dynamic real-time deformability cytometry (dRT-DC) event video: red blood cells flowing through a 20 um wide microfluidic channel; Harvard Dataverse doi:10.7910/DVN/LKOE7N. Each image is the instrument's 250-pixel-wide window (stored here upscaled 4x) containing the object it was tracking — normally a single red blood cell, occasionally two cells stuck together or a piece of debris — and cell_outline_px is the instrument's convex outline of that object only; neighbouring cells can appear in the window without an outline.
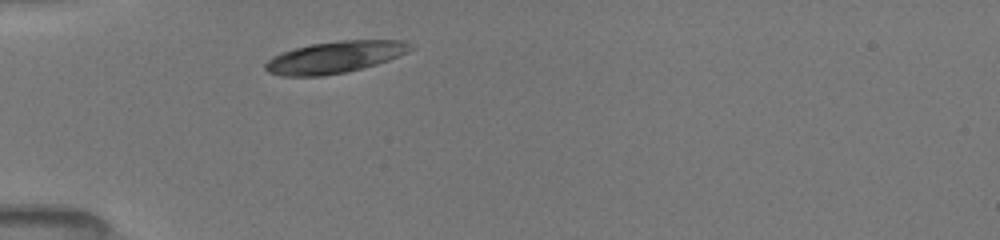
{"species": "common noctule bat (a hibernating species)", "species_latin": "Nyctalus noctula", "temperature_condition": "room temperature", "stored_images_in_passage": 36, "camera_frame_rate_fps": 3000, "um_per_image_px": 0.085, "animal": {"sex": "female", "body_mass_g": 19.5, "forearm_length_mm": 54.1}, "frame": {"image": 1, "passage_image": 1, "time_ms": 0.0, "image_size_px": [1000, 240], "cell_outline_px": [[412, 48], [408, 52], [400, 56], [376, 64], [344, 72], [324, 76], [280, 76], [268, 72], [264, 68], [264, 64], [272, 56], [280, 52], [312, 44], [336, 40], [404, 40], [412, 44]], "centroid_in_image_um": [28.45, 4.85], "position_along_channel_um": 56.6, "area_um2": 26.93}}
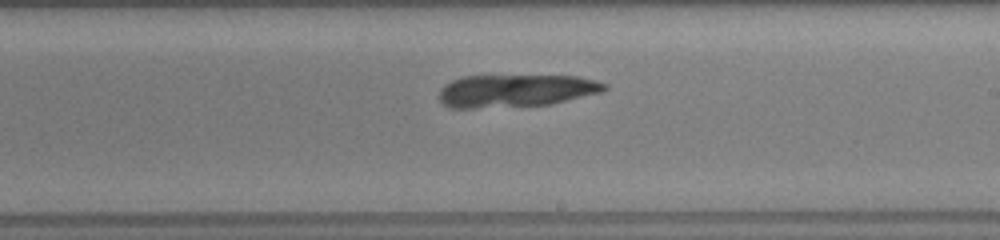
{"frame": {"image": 2, "passage_image": 16, "time_ms": 5.0, "image_size_px": [1000, 240], "cell_outline_px": [[608, 88], [600, 92], [552, 104], [476, 108], [448, 108], [436, 96], [440, 88], [444, 84], [452, 80], [464, 76], [576, 76], [596, 80], [608, 84]], "centroid_in_image_um": [43.79, 7.71], "position_along_channel_um": 245.2, "area_um2": 31.56}}
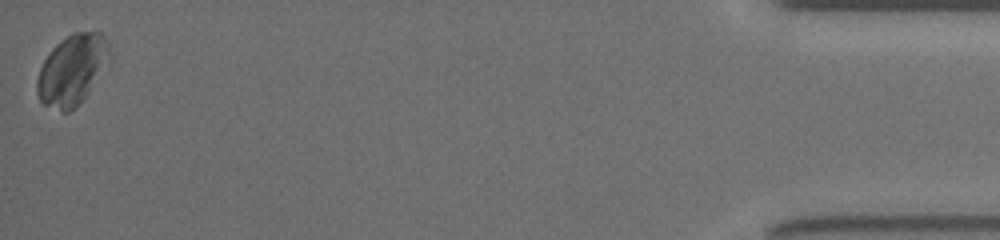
{"frame": {"image": 3, "passage_image": 36, "time_ms": 11.667, "image_size_px": [1000, 240], "cell_outline_px": [[112, 56], [88, 92], [76, 108], [68, 112], [60, 112], [44, 104], [40, 100], [36, 92], [36, 80], [40, 68], [48, 52], [60, 40], [72, 32], [104, 32]], "centroid_in_image_um": [6.12, 5.92], "position_along_channel_um": 429.1, "area_um2": 29.88}}